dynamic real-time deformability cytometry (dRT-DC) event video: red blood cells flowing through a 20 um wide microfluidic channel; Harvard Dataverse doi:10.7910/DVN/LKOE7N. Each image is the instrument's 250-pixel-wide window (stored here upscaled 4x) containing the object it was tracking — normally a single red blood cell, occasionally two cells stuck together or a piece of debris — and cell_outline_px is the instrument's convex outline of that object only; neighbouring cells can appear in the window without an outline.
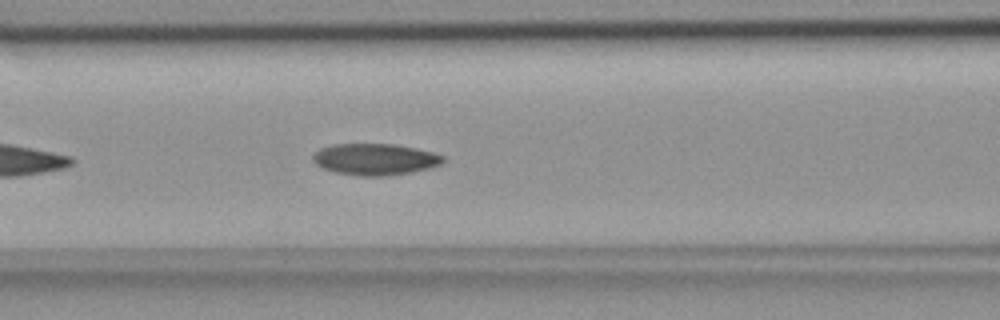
{"species": "common noctule bat (a hibernating species)", "species_latin": "Nyctalus noctula", "temperature_condition": "room temperature", "stored_images_in_passage": 40, "camera_frame_rate_fps": 3000, "um_per_image_px": 0.085, "animal": {"sex": "female", "body_mass_g": 18.4}, "frame": {"image": 1, "passage_image": 9, "time_ms": 2.667, "image_size_px": [1000, 320], "cell_outline_px": [[444, 160], [440, 164], [428, 168], [412, 172], [384, 176], [360, 176], [336, 172], [324, 168], [316, 164], [312, 160], [312, 156], [320, 148], [332, 144], [392, 144], [416, 148], [432, 152], [444, 156]], "centroid_in_image_um": [31.86, 13.53], "position_along_channel_um": 134.7, "area_um2": 23.76}}
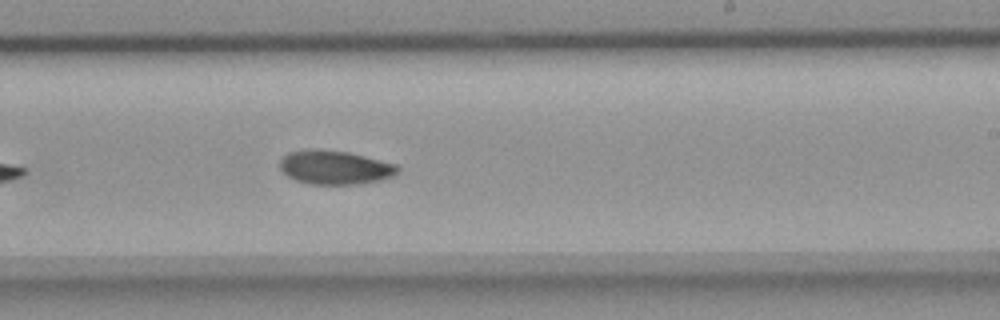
{"frame": {"image": 2, "passage_image": 19, "time_ms": 6.0, "image_size_px": [1000, 320], "cell_outline_px": [[400, 168], [392, 176], [380, 180], [356, 184], [308, 184], [296, 180], [288, 176], [280, 168], [280, 160], [288, 152], [312, 148], [348, 152], [396, 164]], "centroid_in_image_um": [28.44, 14.22], "position_along_channel_um": 260.6, "area_um2": 23.12}}
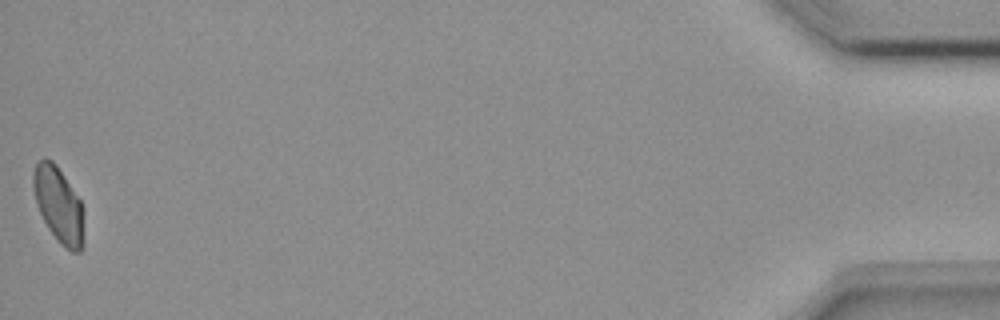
{"frame": {"image": 3, "passage_image": 40, "time_ms": 13.0, "image_size_px": [1000, 320], "cell_outline_px": [[84, 248], [80, 252], [72, 252], [60, 244], [48, 228], [36, 204], [32, 184], [32, 176], [36, 164], [44, 156], [52, 160], [56, 164], [80, 200], [84, 208]], "centroid_in_image_um": [5.01, 17.44], "position_along_channel_um": 430.2, "area_um2": 22.66}, "authors_computed_cell_mechanics": {"area_um2": 22.9755, "velocity_mm_per_s": 3.7944, "shape_relaxation_time_tau1_ms": null, "shape_relaxation_time_tau2_ms": 8.2257, "deformation_change_tau1": null, "deformation_change_tau2": 0.0874}}